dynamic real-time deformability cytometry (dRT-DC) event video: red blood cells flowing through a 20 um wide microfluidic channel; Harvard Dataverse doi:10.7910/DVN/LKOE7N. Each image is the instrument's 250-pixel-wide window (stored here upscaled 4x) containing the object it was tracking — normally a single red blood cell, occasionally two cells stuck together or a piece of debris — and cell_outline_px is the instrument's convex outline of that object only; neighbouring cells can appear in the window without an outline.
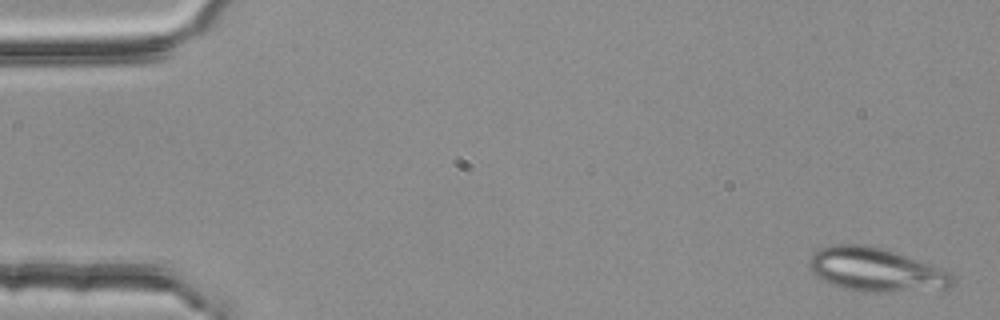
{"species": "common noctule bat (a hibernating species)", "species_latin": "Nyctalus noctula", "temperature_condition": "room temperature", "stored_images_in_passage": 5, "camera_frame_rate_fps": 3000, "um_per_image_px": 0.085, "animal": {"sex": "female", "body_mass_g": 25.1}, "frame": {"image": 1, "passage_image": 1, "time_ms": 0.0, "image_size_px": [1000, 320], "cell_outline_px": [[956, 280], [948, 288], [888, 292], [864, 292], [844, 288], [832, 284], [816, 276], [812, 272], [808, 264], [808, 260], [820, 248], [832, 244], [864, 244], [880, 248], [928, 264], [948, 272], [956, 276]], "centroid_in_image_um": [74.42, 22.94], "position_along_channel_um": 10.6, "area_um2": 35.95}}